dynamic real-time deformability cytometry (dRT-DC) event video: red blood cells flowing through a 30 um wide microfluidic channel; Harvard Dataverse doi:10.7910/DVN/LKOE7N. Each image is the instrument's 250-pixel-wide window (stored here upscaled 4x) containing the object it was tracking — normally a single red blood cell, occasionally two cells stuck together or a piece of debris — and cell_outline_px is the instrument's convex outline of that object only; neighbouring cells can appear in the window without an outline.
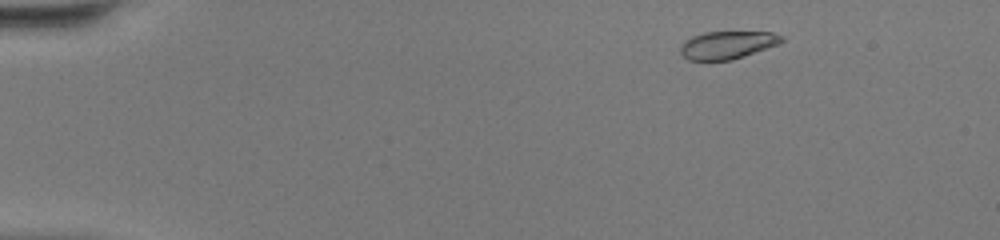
{"species": "common noctule bat (a hibernating species)", "species_latin": "Nyctalus noctula", "temperature_condition": "warm", "stored_images_in_passage": 45, "camera_frame_rate_fps": 3000, "um_per_image_px": 0.085, "animal": {"sex": "female", "body_mass_g": 20.0, "forearm_length_mm": 54.0}, "frame": {"image": 1, "passage_image": 4, "time_ms": 1.0, "image_size_px": [1000, 240], "cell_outline_px": [[784, 40], [776, 44], [732, 60], [688, 60], [680, 52], [680, 44], [684, 40], [692, 36], [704, 32], [772, 32], [784, 36]], "centroid_in_image_um": [61.77, 3.81], "position_along_channel_um": 23.2, "area_um2": 16.24}}
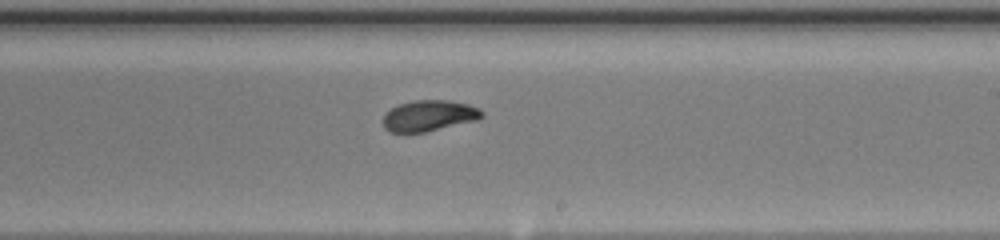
{"frame": {"image": 2, "passage_image": 27, "time_ms": 8.667, "image_size_px": [1000, 240], "cell_outline_px": [[484, 116], [476, 120], [424, 132], [388, 132], [384, 128], [384, 116], [392, 108], [400, 104], [412, 100], [448, 100], [468, 104], [480, 108], [484, 112]], "centroid_in_image_um": [36.49, 9.83], "position_along_channel_um": 252.5, "area_um2": 17.69}}
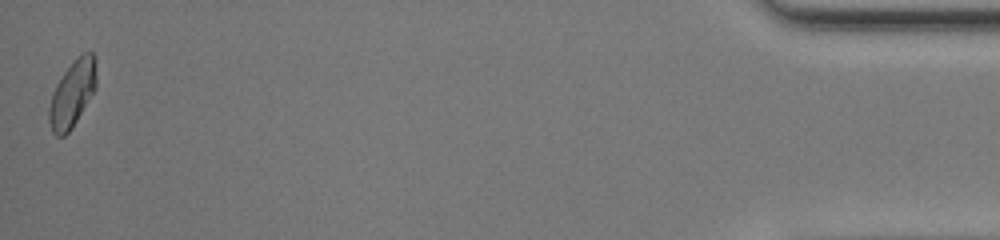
{"frame": {"image": 3, "passage_image": 45, "time_ms": 14.667, "image_size_px": [1000, 240], "cell_outline_px": [[96, 88], [72, 128], [64, 136], [56, 136], [52, 132], [48, 120], [48, 108], [56, 84], [64, 72], [84, 52], [92, 52], [96, 76]], "centroid_in_image_um": [6.12, 8.03], "position_along_channel_um": 429.1, "area_um2": 17.86}, "authors_computed_cell_mechanics": {"area_um2": 17.9758, "velocity_mm_per_s": 4.3535, "shape_relaxation_time_tau1_ms": 3.9787, "shape_relaxation_time_tau2_ms": 0.915, "deformation_change_tau1": 0.1813, "deformation_change_tau2": 0.0526}}